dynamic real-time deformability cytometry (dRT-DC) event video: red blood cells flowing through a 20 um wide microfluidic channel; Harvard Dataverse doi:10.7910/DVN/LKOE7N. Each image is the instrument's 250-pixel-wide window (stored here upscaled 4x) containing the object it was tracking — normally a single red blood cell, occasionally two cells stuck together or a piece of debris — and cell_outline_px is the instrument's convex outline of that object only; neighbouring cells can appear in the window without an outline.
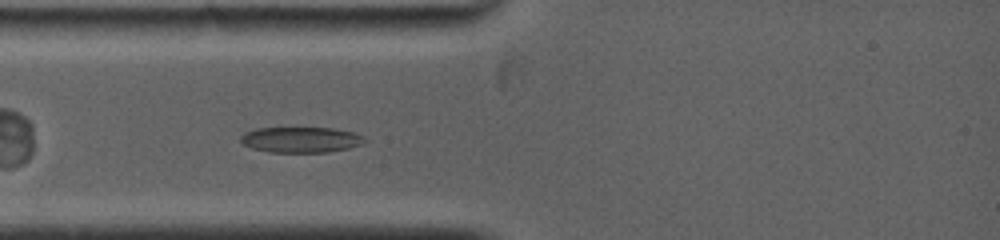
{"species": "common noctule bat (a hibernating species)", "species_latin": "Nyctalus noctula", "temperature_condition": "warm", "stored_images_in_passage": 38, "camera_frame_rate_fps": 5000, "um_per_image_px": 0.085, "animal": {"sex": "female", "body_mass_g": 19.0, "forearm_length_mm": 53.3}, "frame": {"image": 1, "passage_image": 4, "time_ms": 0.8, "image_size_px": [1000, 240], "cell_outline_px": [[368, 140], [364, 144], [348, 148], [328, 152], [268, 152], [252, 148], [244, 144], [240, 140], [240, 136], [244, 132], [256, 128], [332, 128], [352, 132], [364, 136]], "centroid_in_image_um": [25.59, 11.87], "position_along_channel_um": 59.4, "area_um2": 18.61}}
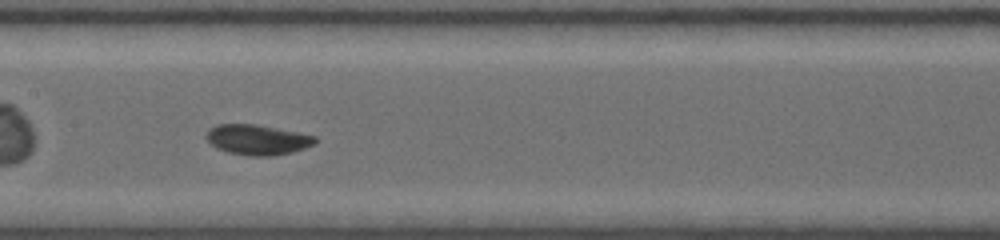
{"frame": {"image": 2, "passage_image": 15, "time_ms": 4.0, "image_size_px": [1000, 240], "cell_outline_px": [[316, 144], [292, 152], [272, 156], [248, 156], [228, 152], [216, 148], [204, 136], [208, 128], [216, 124], [256, 124], [316, 136]], "centroid_in_image_um": [21.85, 11.87], "position_along_channel_um": 185.6, "area_um2": 19.25}}
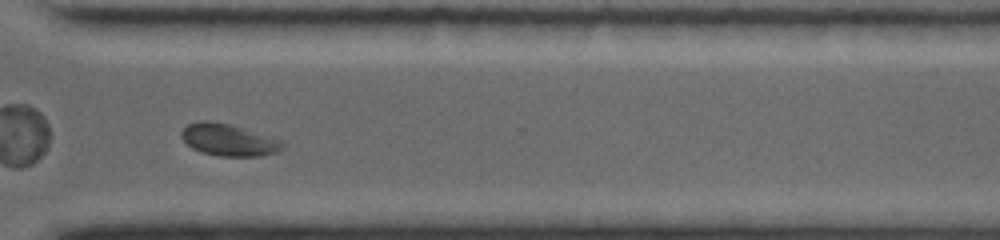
{"frame": {"image": 3, "passage_image": 30, "time_ms": 8.2, "image_size_px": [1000, 240], "cell_outline_px": [[284, 144], [276, 152], [260, 156], [216, 156], [200, 152], [192, 148], [180, 136], [180, 132], [188, 124], [200, 120], [208, 120], [228, 124], [284, 140]], "centroid_in_image_um": [19.4, 11.89], "position_along_channel_um": 351.2, "area_um2": 18.79}, "authors_computed_cell_mechanics": {"area_um2": 18.9873, "velocity_mm_per_s": 3.9369, "shape_relaxation_time_tau1_ms": 3.8158, "shape_relaxation_time_tau2_ms": 1.7015, "deformation_change_tau1": 0.1289, "deformation_change_tau2": 0.0554}}